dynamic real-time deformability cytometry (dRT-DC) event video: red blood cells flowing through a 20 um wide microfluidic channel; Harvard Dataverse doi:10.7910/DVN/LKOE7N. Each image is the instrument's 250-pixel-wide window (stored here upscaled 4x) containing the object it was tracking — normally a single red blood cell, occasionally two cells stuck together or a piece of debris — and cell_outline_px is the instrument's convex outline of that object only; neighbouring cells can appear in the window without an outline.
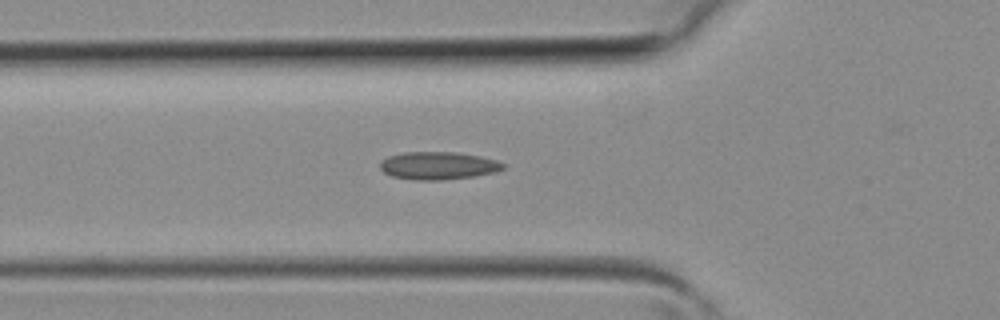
{"species": "common noctule bat (a hibernating species)", "species_latin": "Nyctalus noctula", "temperature_condition": "room temperature", "stored_images_in_passage": 40, "camera_frame_rate_fps": 3000, "um_per_image_px": 0.085, "animal": {"sex": "female", "body_mass_g": 19.3, "forearm_length_mm": 54.1}, "frame": {"image": 1, "passage_image": 13, "time_ms": 4.0, "image_size_px": [1000, 320], "cell_outline_px": [[508, 164], [504, 168], [496, 172], [472, 176], [444, 180], [416, 180], [392, 176], [384, 172], [380, 168], [380, 160], [388, 156], [404, 152], [456, 152], [480, 156], [496, 160]], "centroid_in_image_um": [37.25, 14.07], "position_along_channel_um": 88.5, "area_um2": 20.0}}
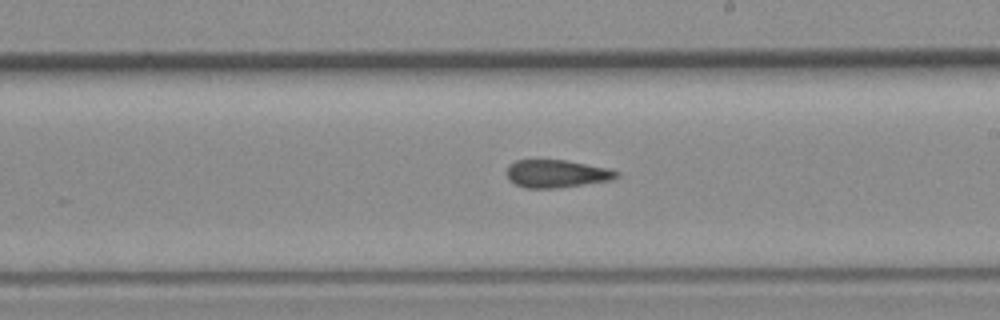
{"frame": {"image": 2, "passage_image": 22, "time_ms": 7.0, "image_size_px": [1000, 320], "cell_outline_px": [[620, 176], [612, 180], [560, 188], [524, 188], [508, 180], [508, 164], [516, 160], [564, 160], [608, 168], [620, 172]], "centroid_in_image_um": [47.33, 14.77], "position_along_channel_um": 241.7, "area_um2": 17.86}}
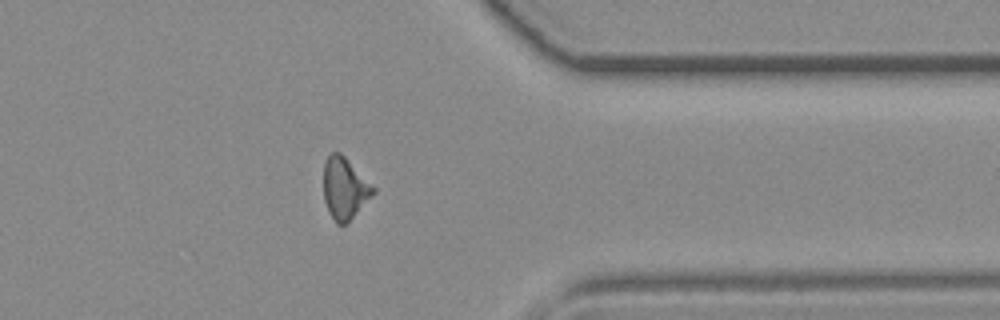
{"frame": {"image": 3, "passage_image": 31, "time_ms": 10.0, "image_size_px": [1000, 320], "cell_outline_px": [[376, 192], [348, 224], [336, 224], [328, 212], [324, 200], [324, 160], [332, 152], [340, 152], [376, 188]], "centroid_in_image_um": [29.3, 16.04], "position_along_channel_um": 382.1, "area_um2": 18.03}}